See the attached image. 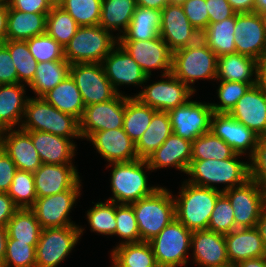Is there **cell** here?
<instances>
[{"instance_id": "1", "label": "cell", "mask_w": 266, "mask_h": 267, "mask_svg": "<svg viewBox=\"0 0 266 267\" xmlns=\"http://www.w3.org/2000/svg\"><path fill=\"white\" fill-rule=\"evenodd\" d=\"M240 154L223 160H191V164L187 170V175L191 178L187 182L225 192L231 188L241 186L250 179L249 162L238 160ZM221 190L215 184H225Z\"/></svg>"}, {"instance_id": "2", "label": "cell", "mask_w": 266, "mask_h": 267, "mask_svg": "<svg viewBox=\"0 0 266 267\" xmlns=\"http://www.w3.org/2000/svg\"><path fill=\"white\" fill-rule=\"evenodd\" d=\"M178 196L174 197L175 218L190 231L208 229L209 219L221 191L183 181Z\"/></svg>"}, {"instance_id": "3", "label": "cell", "mask_w": 266, "mask_h": 267, "mask_svg": "<svg viewBox=\"0 0 266 267\" xmlns=\"http://www.w3.org/2000/svg\"><path fill=\"white\" fill-rule=\"evenodd\" d=\"M113 167L111 172V191L113 197L108 201L117 204H132L141 198L152 195L158 186L148 184V176L145 169L150 171L145 159H137L131 162L109 163Z\"/></svg>"}, {"instance_id": "4", "label": "cell", "mask_w": 266, "mask_h": 267, "mask_svg": "<svg viewBox=\"0 0 266 267\" xmlns=\"http://www.w3.org/2000/svg\"><path fill=\"white\" fill-rule=\"evenodd\" d=\"M20 129L42 131L65 138H81L79 121L72 115L61 112L43 97L28 99Z\"/></svg>"}, {"instance_id": "5", "label": "cell", "mask_w": 266, "mask_h": 267, "mask_svg": "<svg viewBox=\"0 0 266 267\" xmlns=\"http://www.w3.org/2000/svg\"><path fill=\"white\" fill-rule=\"evenodd\" d=\"M174 196L165 187L130 204L137 220L140 242H149L175 218Z\"/></svg>"}, {"instance_id": "6", "label": "cell", "mask_w": 266, "mask_h": 267, "mask_svg": "<svg viewBox=\"0 0 266 267\" xmlns=\"http://www.w3.org/2000/svg\"><path fill=\"white\" fill-rule=\"evenodd\" d=\"M217 60L218 57L200 38L196 43L172 52L171 73L195 92L191 85L197 79L216 80Z\"/></svg>"}, {"instance_id": "7", "label": "cell", "mask_w": 266, "mask_h": 267, "mask_svg": "<svg viewBox=\"0 0 266 267\" xmlns=\"http://www.w3.org/2000/svg\"><path fill=\"white\" fill-rule=\"evenodd\" d=\"M117 44L118 36L112 35L100 25L79 27L64 48V57L71 65L102 63Z\"/></svg>"}, {"instance_id": "8", "label": "cell", "mask_w": 266, "mask_h": 267, "mask_svg": "<svg viewBox=\"0 0 266 267\" xmlns=\"http://www.w3.org/2000/svg\"><path fill=\"white\" fill-rule=\"evenodd\" d=\"M190 231L174 218L160 233L149 241L158 267H183L188 263L191 248Z\"/></svg>"}, {"instance_id": "9", "label": "cell", "mask_w": 266, "mask_h": 267, "mask_svg": "<svg viewBox=\"0 0 266 267\" xmlns=\"http://www.w3.org/2000/svg\"><path fill=\"white\" fill-rule=\"evenodd\" d=\"M80 226L42 229L36 246V267H57L83 235Z\"/></svg>"}, {"instance_id": "10", "label": "cell", "mask_w": 266, "mask_h": 267, "mask_svg": "<svg viewBox=\"0 0 266 267\" xmlns=\"http://www.w3.org/2000/svg\"><path fill=\"white\" fill-rule=\"evenodd\" d=\"M70 75L81 93L85 107L109 101L117 95L106 77L102 63L72 64Z\"/></svg>"}, {"instance_id": "11", "label": "cell", "mask_w": 266, "mask_h": 267, "mask_svg": "<svg viewBox=\"0 0 266 267\" xmlns=\"http://www.w3.org/2000/svg\"><path fill=\"white\" fill-rule=\"evenodd\" d=\"M222 193L229 199L233 207L236 228L257 226L260 215L265 208L263 186L249 179L245 184Z\"/></svg>"}, {"instance_id": "12", "label": "cell", "mask_w": 266, "mask_h": 267, "mask_svg": "<svg viewBox=\"0 0 266 267\" xmlns=\"http://www.w3.org/2000/svg\"><path fill=\"white\" fill-rule=\"evenodd\" d=\"M161 76V81L144 86L134 97L157 111L168 112L185 104L193 95L194 91L172 73Z\"/></svg>"}, {"instance_id": "13", "label": "cell", "mask_w": 266, "mask_h": 267, "mask_svg": "<svg viewBox=\"0 0 266 267\" xmlns=\"http://www.w3.org/2000/svg\"><path fill=\"white\" fill-rule=\"evenodd\" d=\"M173 133L193 142L210 131L213 110L210 103L188 100L185 104L168 111Z\"/></svg>"}, {"instance_id": "14", "label": "cell", "mask_w": 266, "mask_h": 267, "mask_svg": "<svg viewBox=\"0 0 266 267\" xmlns=\"http://www.w3.org/2000/svg\"><path fill=\"white\" fill-rule=\"evenodd\" d=\"M79 181L73 188L64 192L36 199L31 208L42 229L78 226L71 219L69 213L75 204L82 186Z\"/></svg>"}, {"instance_id": "15", "label": "cell", "mask_w": 266, "mask_h": 267, "mask_svg": "<svg viewBox=\"0 0 266 267\" xmlns=\"http://www.w3.org/2000/svg\"><path fill=\"white\" fill-rule=\"evenodd\" d=\"M124 113L125 95L123 94H117L106 102L86 106L79 121L81 138L87 139L97 131L123 128Z\"/></svg>"}, {"instance_id": "16", "label": "cell", "mask_w": 266, "mask_h": 267, "mask_svg": "<svg viewBox=\"0 0 266 267\" xmlns=\"http://www.w3.org/2000/svg\"><path fill=\"white\" fill-rule=\"evenodd\" d=\"M118 44L134 59L146 76L152 75L153 69L163 70L162 75L171 73L172 51L160 36L145 41H118Z\"/></svg>"}, {"instance_id": "17", "label": "cell", "mask_w": 266, "mask_h": 267, "mask_svg": "<svg viewBox=\"0 0 266 267\" xmlns=\"http://www.w3.org/2000/svg\"><path fill=\"white\" fill-rule=\"evenodd\" d=\"M210 131L228 144L236 154L252 157L259 138L254 131L237 121L229 113H215L211 117Z\"/></svg>"}, {"instance_id": "18", "label": "cell", "mask_w": 266, "mask_h": 267, "mask_svg": "<svg viewBox=\"0 0 266 267\" xmlns=\"http://www.w3.org/2000/svg\"><path fill=\"white\" fill-rule=\"evenodd\" d=\"M160 37L174 52L196 43L201 34L189 22L182 5L167 4L161 10Z\"/></svg>"}, {"instance_id": "19", "label": "cell", "mask_w": 266, "mask_h": 267, "mask_svg": "<svg viewBox=\"0 0 266 267\" xmlns=\"http://www.w3.org/2000/svg\"><path fill=\"white\" fill-rule=\"evenodd\" d=\"M234 35L236 53L256 60L266 55V33L258 13H236Z\"/></svg>"}, {"instance_id": "20", "label": "cell", "mask_w": 266, "mask_h": 267, "mask_svg": "<svg viewBox=\"0 0 266 267\" xmlns=\"http://www.w3.org/2000/svg\"><path fill=\"white\" fill-rule=\"evenodd\" d=\"M102 65L112 87L121 95L122 92L117 88L119 85L142 86L151 77L146 76L141 67L119 44L104 58Z\"/></svg>"}, {"instance_id": "21", "label": "cell", "mask_w": 266, "mask_h": 267, "mask_svg": "<svg viewBox=\"0 0 266 267\" xmlns=\"http://www.w3.org/2000/svg\"><path fill=\"white\" fill-rule=\"evenodd\" d=\"M97 152L110 163L131 162L139 159L135 142L123 128L102 130L92 133L88 138Z\"/></svg>"}, {"instance_id": "22", "label": "cell", "mask_w": 266, "mask_h": 267, "mask_svg": "<svg viewBox=\"0 0 266 267\" xmlns=\"http://www.w3.org/2000/svg\"><path fill=\"white\" fill-rule=\"evenodd\" d=\"M37 198L51 196L73 188L80 176L74 164H44L33 173Z\"/></svg>"}, {"instance_id": "23", "label": "cell", "mask_w": 266, "mask_h": 267, "mask_svg": "<svg viewBox=\"0 0 266 267\" xmlns=\"http://www.w3.org/2000/svg\"><path fill=\"white\" fill-rule=\"evenodd\" d=\"M193 259L200 267H219L229 264L224 234L208 229L192 232Z\"/></svg>"}, {"instance_id": "24", "label": "cell", "mask_w": 266, "mask_h": 267, "mask_svg": "<svg viewBox=\"0 0 266 267\" xmlns=\"http://www.w3.org/2000/svg\"><path fill=\"white\" fill-rule=\"evenodd\" d=\"M1 147L19 170L34 173L42 165L31 136L20 128L2 130Z\"/></svg>"}, {"instance_id": "25", "label": "cell", "mask_w": 266, "mask_h": 267, "mask_svg": "<svg viewBox=\"0 0 266 267\" xmlns=\"http://www.w3.org/2000/svg\"><path fill=\"white\" fill-rule=\"evenodd\" d=\"M229 114L258 136L266 135V95L256 85L247 90Z\"/></svg>"}, {"instance_id": "26", "label": "cell", "mask_w": 266, "mask_h": 267, "mask_svg": "<svg viewBox=\"0 0 266 267\" xmlns=\"http://www.w3.org/2000/svg\"><path fill=\"white\" fill-rule=\"evenodd\" d=\"M192 142L172 133L164 143L145 160L151 171L160 168L175 167L187 173L191 164Z\"/></svg>"}, {"instance_id": "27", "label": "cell", "mask_w": 266, "mask_h": 267, "mask_svg": "<svg viewBox=\"0 0 266 267\" xmlns=\"http://www.w3.org/2000/svg\"><path fill=\"white\" fill-rule=\"evenodd\" d=\"M44 164H73L76 145L70 138L42 131H26Z\"/></svg>"}, {"instance_id": "28", "label": "cell", "mask_w": 266, "mask_h": 267, "mask_svg": "<svg viewBox=\"0 0 266 267\" xmlns=\"http://www.w3.org/2000/svg\"><path fill=\"white\" fill-rule=\"evenodd\" d=\"M229 263L264 256L265 246L257 227L237 228L224 234Z\"/></svg>"}, {"instance_id": "29", "label": "cell", "mask_w": 266, "mask_h": 267, "mask_svg": "<svg viewBox=\"0 0 266 267\" xmlns=\"http://www.w3.org/2000/svg\"><path fill=\"white\" fill-rule=\"evenodd\" d=\"M24 84H7L0 85V129H13L15 126L20 127L24 111L28 102L25 97Z\"/></svg>"}, {"instance_id": "30", "label": "cell", "mask_w": 266, "mask_h": 267, "mask_svg": "<svg viewBox=\"0 0 266 267\" xmlns=\"http://www.w3.org/2000/svg\"><path fill=\"white\" fill-rule=\"evenodd\" d=\"M257 63L258 60L238 53L219 56L216 80L256 83Z\"/></svg>"}, {"instance_id": "31", "label": "cell", "mask_w": 266, "mask_h": 267, "mask_svg": "<svg viewBox=\"0 0 266 267\" xmlns=\"http://www.w3.org/2000/svg\"><path fill=\"white\" fill-rule=\"evenodd\" d=\"M161 10L137 6L127 30L118 41H145L160 36Z\"/></svg>"}, {"instance_id": "32", "label": "cell", "mask_w": 266, "mask_h": 267, "mask_svg": "<svg viewBox=\"0 0 266 267\" xmlns=\"http://www.w3.org/2000/svg\"><path fill=\"white\" fill-rule=\"evenodd\" d=\"M47 14L24 13L8 7L6 40L27 41L46 33Z\"/></svg>"}, {"instance_id": "33", "label": "cell", "mask_w": 266, "mask_h": 267, "mask_svg": "<svg viewBox=\"0 0 266 267\" xmlns=\"http://www.w3.org/2000/svg\"><path fill=\"white\" fill-rule=\"evenodd\" d=\"M43 98L56 109L81 120L85 105L75 81L68 75Z\"/></svg>"}, {"instance_id": "34", "label": "cell", "mask_w": 266, "mask_h": 267, "mask_svg": "<svg viewBox=\"0 0 266 267\" xmlns=\"http://www.w3.org/2000/svg\"><path fill=\"white\" fill-rule=\"evenodd\" d=\"M173 133L170 116L167 111H156L150 125L135 143L139 159H146Z\"/></svg>"}, {"instance_id": "35", "label": "cell", "mask_w": 266, "mask_h": 267, "mask_svg": "<svg viewBox=\"0 0 266 267\" xmlns=\"http://www.w3.org/2000/svg\"><path fill=\"white\" fill-rule=\"evenodd\" d=\"M235 23L236 14L221 22L209 23L201 33L200 38L217 57L236 53Z\"/></svg>"}, {"instance_id": "36", "label": "cell", "mask_w": 266, "mask_h": 267, "mask_svg": "<svg viewBox=\"0 0 266 267\" xmlns=\"http://www.w3.org/2000/svg\"><path fill=\"white\" fill-rule=\"evenodd\" d=\"M110 255L112 267H158L149 242L119 244Z\"/></svg>"}, {"instance_id": "37", "label": "cell", "mask_w": 266, "mask_h": 267, "mask_svg": "<svg viewBox=\"0 0 266 267\" xmlns=\"http://www.w3.org/2000/svg\"><path fill=\"white\" fill-rule=\"evenodd\" d=\"M136 7V0H102L99 25L111 32L120 30L119 34L124 33Z\"/></svg>"}, {"instance_id": "38", "label": "cell", "mask_w": 266, "mask_h": 267, "mask_svg": "<svg viewBox=\"0 0 266 267\" xmlns=\"http://www.w3.org/2000/svg\"><path fill=\"white\" fill-rule=\"evenodd\" d=\"M156 111L134 96H125L123 130L133 142L136 143L146 131Z\"/></svg>"}, {"instance_id": "39", "label": "cell", "mask_w": 266, "mask_h": 267, "mask_svg": "<svg viewBox=\"0 0 266 267\" xmlns=\"http://www.w3.org/2000/svg\"><path fill=\"white\" fill-rule=\"evenodd\" d=\"M70 66L71 64L66 60L40 62L37 65L33 81L28 87L34 94L36 93V97H43L70 75Z\"/></svg>"}, {"instance_id": "40", "label": "cell", "mask_w": 266, "mask_h": 267, "mask_svg": "<svg viewBox=\"0 0 266 267\" xmlns=\"http://www.w3.org/2000/svg\"><path fill=\"white\" fill-rule=\"evenodd\" d=\"M7 236L37 246L42 227L31 208L18 209L6 225Z\"/></svg>"}, {"instance_id": "41", "label": "cell", "mask_w": 266, "mask_h": 267, "mask_svg": "<svg viewBox=\"0 0 266 267\" xmlns=\"http://www.w3.org/2000/svg\"><path fill=\"white\" fill-rule=\"evenodd\" d=\"M233 149L211 131L192 142L191 160L228 159L235 155Z\"/></svg>"}, {"instance_id": "42", "label": "cell", "mask_w": 266, "mask_h": 267, "mask_svg": "<svg viewBox=\"0 0 266 267\" xmlns=\"http://www.w3.org/2000/svg\"><path fill=\"white\" fill-rule=\"evenodd\" d=\"M80 26L63 8L52 7L46 18V33L63 48L67 46Z\"/></svg>"}, {"instance_id": "43", "label": "cell", "mask_w": 266, "mask_h": 267, "mask_svg": "<svg viewBox=\"0 0 266 267\" xmlns=\"http://www.w3.org/2000/svg\"><path fill=\"white\" fill-rule=\"evenodd\" d=\"M3 44L7 47L10 56L15 64L19 83L27 84L33 81L38 62L31 55L26 41L5 40Z\"/></svg>"}, {"instance_id": "44", "label": "cell", "mask_w": 266, "mask_h": 267, "mask_svg": "<svg viewBox=\"0 0 266 267\" xmlns=\"http://www.w3.org/2000/svg\"><path fill=\"white\" fill-rule=\"evenodd\" d=\"M63 8L80 27L99 25L102 0H64Z\"/></svg>"}, {"instance_id": "45", "label": "cell", "mask_w": 266, "mask_h": 267, "mask_svg": "<svg viewBox=\"0 0 266 267\" xmlns=\"http://www.w3.org/2000/svg\"><path fill=\"white\" fill-rule=\"evenodd\" d=\"M7 193L19 209L32 208L37 199L33 173L17 169Z\"/></svg>"}, {"instance_id": "46", "label": "cell", "mask_w": 266, "mask_h": 267, "mask_svg": "<svg viewBox=\"0 0 266 267\" xmlns=\"http://www.w3.org/2000/svg\"><path fill=\"white\" fill-rule=\"evenodd\" d=\"M87 220L92 232L114 235L116 232L115 202H97L87 211Z\"/></svg>"}, {"instance_id": "47", "label": "cell", "mask_w": 266, "mask_h": 267, "mask_svg": "<svg viewBox=\"0 0 266 267\" xmlns=\"http://www.w3.org/2000/svg\"><path fill=\"white\" fill-rule=\"evenodd\" d=\"M26 42L31 55L38 63L66 60L64 48L47 33L32 37Z\"/></svg>"}, {"instance_id": "48", "label": "cell", "mask_w": 266, "mask_h": 267, "mask_svg": "<svg viewBox=\"0 0 266 267\" xmlns=\"http://www.w3.org/2000/svg\"><path fill=\"white\" fill-rule=\"evenodd\" d=\"M217 95L219 104L210 103V106L215 113H229L236 105L238 100L247 92V90L256 85V83H243L232 81H219Z\"/></svg>"}, {"instance_id": "49", "label": "cell", "mask_w": 266, "mask_h": 267, "mask_svg": "<svg viewBox=\"0 0 266 267\" xmlns=\"http://www.w3.org/2000/svg\"><path fill=\"white\" fill-rule=\"evenodd\" d=\"M116 232L124 239L120 244L140 242V234L133 207L128 204L115 203Z\"/></svg>"}, {"instance_id": "50", "label": "cell", "mask_w": 266, "mask_h": 267, "mask_svg": "<svg viewBox=\"0 0 266 267\" xmlns=\"http://www.w3.org/2000/svg\"><path fill=\"white\" fill-rule=\"evenodd\" d=\"M10 266L36 267V246L29 245V242H17V239L8 238L2 267Z\"/></svg>"}, {"instance_id": "51", "label": "cell", "mask_w": 266, "mask_h": 267, "mask_svg": "<svg viewBox=\"0 0 266 267\" xmlns=\"http://www.w3.org/2000/svg\"><path fill=\"white\" fill-rule=\"evenodd\" d=\"M237 229L234 222V210L229 199L222 193L216 200L209 219L208 230L227 234Z\"/></svg>"}, {"instance_id": "52", "label": "cell", "mask_w": 266, "mask_h": 267, "mask_svg": "<svg viewBox=\"0 0 266 267\" xmlns=\"http://www.w3.org/2000/svg\"><path fill=\"white\" fill-rule=\"evenodd\" d=\"M182 7L191 25L201 34L209 25L206 1L187 0Z\"/></svg>"}, {"instance_id": "53", "label": "cell", "mask_w": 266, "mask_h": 267, "mask_svg": "<svg viewBox=\"0 0 266 267\" xmlns=\"http://www.w3.org/2000/svg\"><path fill=\"white\" fill-rule=\"evenodd\" d=\"M249 159L250 179L263 186L266 183V135L260 136L255 152Z\"/></svg>"}, {"instance_id": "54", "label": "cell", "mask_w": 266, "mask_h": 267, "mask_svg": "<svg viewBox=\"0 0 266 267\" xmlns=\"http://www.w3.org/2000/svg\"><path fill=\"white\" fill-rule=\"evenodd\" d=\"M18 74L7 47L0 44V85L16 84Z\"/></svg>"}, {"instance_id": "55", "label": "cell", "mask_w": 266, "mask_h": 267, "mask_svg": "<svg viewBox=\"0 0 266 267\" xmlns=\"http://www.w3.org/2000/svg\"><path fill=\"white\" fill-rule=\"evenodd\" d=\"M207 12L209 14V23L221 22L236 14L227 0H205Z\"/></svg>"}, {"instance_id": "56", "label": "cell", "mask_w": 266, "mask_h": 267, "mask_svg": "<svg viewBox=\"0 0 266 267\" xmlns=\"http://www.w3.org/2000/svg\"><path fill=\"white\" fill-rule=\"evenodd\" d=\"M17 168L9 155L0 148V192H8Z\"/></svg>"}, {"instance_id": "57", "label": "cell", "mask_w": 266, "mask_h": 267, "mask_svg": "<svg viewBox=\"0 0 266 267\" xmlns=\"http://www.w3.org/2000/svg\"><path fill=\"white\" fill-rule=\"evenodd\" d=\"M10 8L24 13L48 14L51 6L46 0H7Z\"/></svg>"}, {"instance_id": "58", "label": "cell", "mask_w": 266, "mask_h": 267, "mask_svg": "<svg viewBox=\"0 0 266 267\" xmlns=\"http://www.w3.org/2000/svg\"><path fill=\"white\" fill-rule=\"evenodd\" d=\"M18 209L8 193L0 192V227H6Z\"/></svg>"}, {"instance_id": "59", "label": "cell", "mask_w": 266, "mask_h": 267, "mask_svg": "<svg viewBox=\"0 0 266 267\" xmlns=\"http://www.w3.org/2000/svg\"><path fill=\"white\" fill-rule=\"evenodd\" d=\"M256 86L266 95V55L258 60Z\"/></svg>"}, {"instance_id": "60", "label": "cell", "mask_w": 266, "mask_h": 267, "mask_svg": "<svg viewBox=\"0 0 266 267\" xmlns=\"http://www.w3.org/2000/svg\"><path fill=\"white\" fill-rule=\"evenodd\" d=\"M8 7L7 0L0 2V44L6 40Z\"/></svg>"}, {"instance_id": "61", "label": "cell", "mask_w": 266, "mask_h": 267, "mask_svg": "<svg viewBox=\"0 0 266 267\" xmlns=\"http://www.w3.org/2000/svg\"><path fill=\"white\" fill-rule=\"evenodd\" d=\"M236 13L254 12L255 0H227Z\"/></svg>"}, {"instance_id": "62", "label": "cell", "mask_w": 266, "mask_h": 267, "mask_svg": "<svg viewBox=\"0 0 266 267\" xmlns=\"http://www.w3.org/2000/svg\"><path fill=\"white\" fill-rule=\"evenodd\" d=\"M137 6L162 10L167 4L168 0H136Z\"/></svg>"}, {"instance_id": "63", "label": "cell", "mask_w": 266, "mask_h": 267, "mask_svg": "<svg viewBox=\"0 0 266 267\" xmlns=\"http://www.w3.org/2000/svg\"><path fill=\"white\" fill-rule=\"evenodd\" d=\"M7 239L6 227H0V266H2L5 258Z\"/></svg>"}, {"instance_id": "64", "label": "cell", "mask_w": 266, "mask_h": 267, "mask_svg": "<svg viewBox=\"0 0 266 267\" xmlns=\"http://www.w3.org/2000/svg\"><path fill=\"white\" fill-rule=\"evenodd\" d=\"M237 267H266L264 257L247 259L236 264Z\"/></svg>"}, {"instance_id": "65", "label": "cell", "mask_w": 266, "mask_h": 267, "mask_svg": "<svg viewBox=\"0 0 266 267\" xmlns=\"http://www.w3.org/2000/svg\"><path fill=\"white\" fill-rule=\"evenodd\" d=\"M256 227L260 232L264 246L266 248V207L263 209Z\"/></svg>"}, {"instance_id": "66", "label": "cell", "mask_w": 266, "mask_h": 267, "mask_svg": "<svg viewBox=\"0 0 266 267\" xmlns=\"http://www.w3.org/2000/svg\"><path fill=\"white\" fill-rule=\"evenodd\" d=\"M266 10V0H255L254 12L259 13Z\"/></svg>"}, {"instance_id": "67", "label": "cell", "mask_w": 266, "mask_h": 267, "mask_svg": "<svg viewBox=\"0 0 266 267\" xmlns=\"http://www.w3.org/2000/svg\"><path fill=\"white\" fill-rule=\"evenodd\" d=\"M258 15L261 19L262 25L266 33V10L259 12Z\"/></svg>"}, {"instance_id": "68", "label": "cell", "mask_w": 266, "mask_h": 267, "mask_svg": "<svg viewBox=\"0 0 266 267\" xmlns=\"http://www.w3.org/2000/svg\"><path fill=\"white\" fill-rule=\"evenodd\" d=\"M48 2V4L51 7H59L62 5V3L64 2V0H46Z\"/></svg>"}, {"instance_id": "69", "label": "cell", "mask_w": 266, "mask_h": 267, "mask_svg": "<svg viewBox=\"0 0 266 267\" xmlns=\"http://www.w3.org/2000/svg\"><path fill=\"white\" fill-rule=\"evenodd\" d=\"M187 0H168V4L172 5H182L186 2Z\"/></svg>"}, {"instance_id": "70", "label": "cell", "mask_w": 266, "mask_h": 267, "mask_svg": "<svg viewBox=\"0 0 266 267\" xmlns=\"http://www.w3.org/2000/svg\"><path fill=\"white\" fill-rule=\"evenodd\" d=\"M264 189V200H265V207H266V183L263 185Z\"/></svg>"}, {"instance_id": "71", "label": "cell", "mask_w": 266, "mask_h": 267, "mask_svg": "<svg viewBox=\"0 0 266 267\" xmlns=\"http://www.w3.org/2000/svg\"><path fill=\"white\" fill-rule=\"evenodd\" d=\"M219 267H237V265H236V264H231V263H229V264H227V265L219 266Z\"/></svg>"}, {"instance_id": "72", "label": "cell", "mask_w": 266, "mask_h": 267, "mask_svg": "<svg viewBox=\"0 0 266 267\" xmlns=\"http://www.w3.org/2000/svg\"><path fill=\"white\" fill-rule=\"evenodd\" d=\"M1 133H2V130L0 129V148H1Z\"/></svg>"}, {"instance_id": "73", "label": "cell", "mask_w": 266, "mask_h": 267, "mask_svg": "<svg viewBox=\"0 0 266 267\" xmlns=\"http://www.w3.org/2000/svg\"><path fill=\"white\" fill-rule=\"evenodd\" d=\"M264 259H265V262H266V248H265V253H264Z\"/></svg>"}]
</instances>
